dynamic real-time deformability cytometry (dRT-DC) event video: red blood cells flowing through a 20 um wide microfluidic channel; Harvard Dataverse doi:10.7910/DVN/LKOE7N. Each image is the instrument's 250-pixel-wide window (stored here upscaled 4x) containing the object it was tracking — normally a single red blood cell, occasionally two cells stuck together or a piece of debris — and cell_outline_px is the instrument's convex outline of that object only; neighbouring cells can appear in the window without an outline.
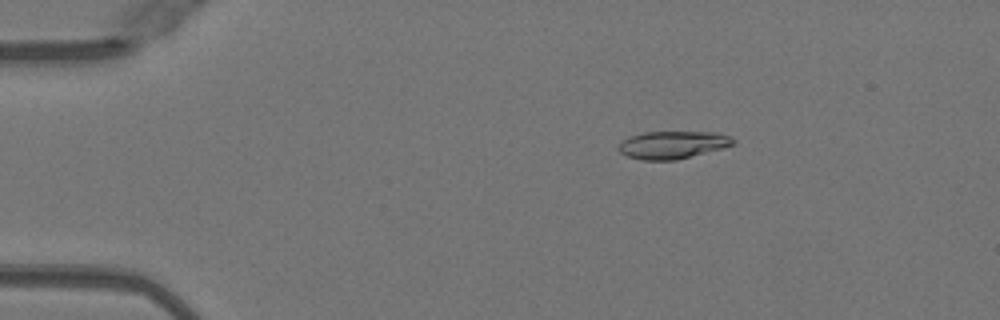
{"species": "Egyptian fruit bat (a non-hibernating species)", "species_latin": "Rousettus aegyptiacus", "temperature_condition": "warm", "stored_images_in_passage": 51, "camera_frame_rate_fps": 3000, "um_per_image_px": 0.085, "animal": {"sex": "female"}, "frame": {"image": 1, "passage_image": 9, "time_ms": 2.667, "image_size_px": [1000, 320], "cell_outline_px": [[736, 144], [676, 160], [640, 160], [628, 156], [620, 152], [616, 148], [628, 136], [644, 132], [716, 132], [732, 136], [736, 140]], "centroid_in_image_um": [57.18, 12.3], "position_along_channel_um": 27.8, "area_um2": 18.5}}
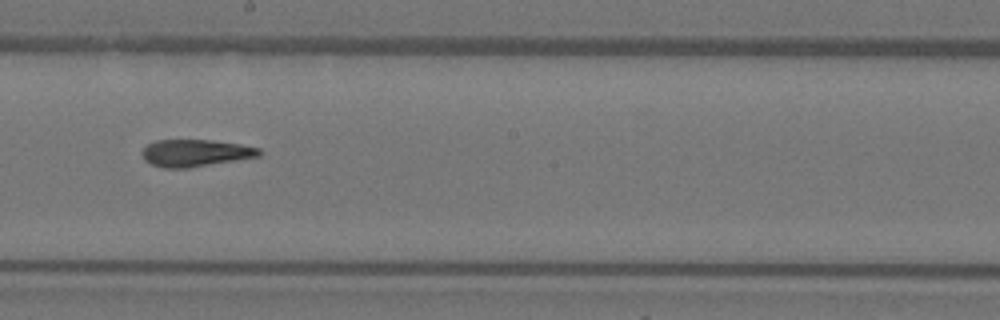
{"frame": {"image": 2, "passage_image": 29, "time_ms": 9.333, "image_size_px": [1000, 320], "cell_outline_px": [[260, 156], [188, 168], [164, 168], [152, 164], [144, 160], [140, 152], [148, 144], [156, 140], [212, 140], [240, 144], [260, 148]], "centroid_in_image_um": [16.58, 13.0], "position_along_channel_um": 231.6, "area_um2": 18.44}}
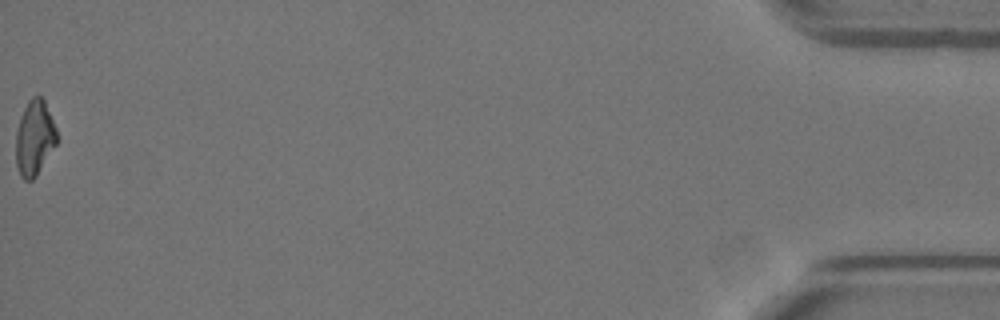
{"frame": {"image": 3, "passage_image": 51, "time_ms": 16.667, "image_size_px": [1000, 320], "cell_outline_px": [[56, 144], [36, 176], [32, 180], [24, 180], [20, 176], [16, 164], [16, 132], [20, 116], [28, 100], [32, 96], [40, 96], [44, 100], [56, 128]], "centroid_in_image_um": [2.91, 11.72], "position_along_channel_um": 432.3, "area_um2": 17.8}, "authors_computed_cell_mechanics": {"area_um2": 18.6694, "velocity_mm_per_s": 4.0471, "shape_relaxation_time_tau1_ms": null, "shape_relaxation_time_tau2_ms": 3.9982, "deformation_change_tau1": null, "deformation_change_tau2": 0.1368}}